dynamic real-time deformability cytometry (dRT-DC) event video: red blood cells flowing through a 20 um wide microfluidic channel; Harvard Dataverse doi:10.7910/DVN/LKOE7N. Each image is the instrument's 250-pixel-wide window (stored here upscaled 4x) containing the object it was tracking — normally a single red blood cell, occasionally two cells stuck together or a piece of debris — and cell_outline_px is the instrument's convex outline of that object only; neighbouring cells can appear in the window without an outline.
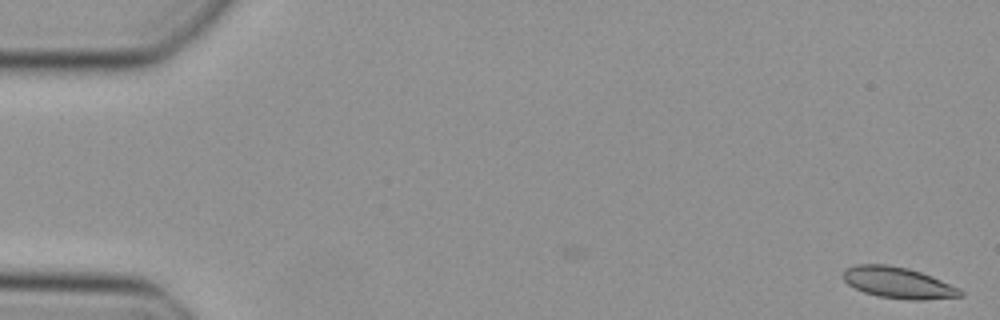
{"species": "Egyptian fruit bat (a non-hibernating species)", "species_latin": "Rousettus aegyptiacus", "temperature_condition": "cold", "stored_images_in_passage": 2, "camera_frame_rate_fps": 3000, "um_per_image_px": 0.085, "animal": {"sex": "female"}, "frame": {"image": 1, "passage_image": 2, "time_ms": 0.333, "image_size_px": [1000, 320], "cell_outline_px": [[964, 296], [924, 300], [912, 300], [880, 296], [864, 292], [848, 284], [844, 280], [844, 268], [856, 264], [888, 264], [908, 268], [932, 276], [960, 288], [964, 292]], "centroid_in_image_um": [76.38, 24.02], "position_along_channel_um": 8.6, "area_um2": 21.33}}